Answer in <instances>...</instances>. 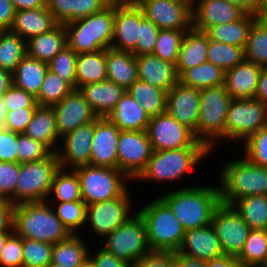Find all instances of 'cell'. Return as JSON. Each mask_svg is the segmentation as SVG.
Wrapping results in <instances>:
<instances>
[{
	"label": "cell",
	"mask_w": 267,
	"mask_h": 267,
	"mask_svg": "<svg viewBox=\"0 0 267 267\" xmlns=\"http://www.w3.org/2000/svg\"><path fill=\"white\" fill-rule=\"evenodd\" d=\"M78 267H94L92 261L88 257L86 260H84Z\"/></svg>",
	"instance_id": "obj_73"
},
{
	"label": "cell",
	"mask_w": 267,
	"mask_h": 267,
	"mask_svg": "<svg viewBox=\"0 0 267 267\" xmlns=\"http://www.w3.org/2000/svg\"><path fill=\"white\" fill-rule=\"evenodd\" d=\"M243 144V153L257 166L267 168V127L253 133Z\"/></svg>",
	"instance_id": "obj_51"
},
{
	"label": "cell",
	"mask_w": 267,
	"mask_h": 267,
	"mask_svg": "<svg viewBox=\"0 0 267 267\" xmlns=\"http://www.w3.org/2000/svg\"><path fill=\"white\" fill-rule=\"evenodd\" d=\"M12 228L13 232L19 237L52 245L72 234L62 224L51 204L47 201L14 205Z\"/></svg>",
	"instance_id": "obj_2"
},
{
	"label": "cell",
	"mask_w": 267,
	"mask_h": 267,
	"mask_svg": "<svg viewBox=\"0 0 267 267\" xmlns=\"http://www.w3.org/2000/svg\"><path fill=\"white\" fill-rule=\"evenodd\" d=\"M207 267H246L236 257L223 255L206 262Z\"/></svg>",
	"instance_id": "obj_63"
},
{
	"label": "cell",
	"mask_w": 267,
	"mask_h": 267,
	"mask_svg": "<svg viewBox=\"0 0 267 267\" xmlns=\"http://www.w3.org/2000/svg\"><path fill=\"white\" fill-rule=\"evenodd\" d=\"M27 54L26 41L10 30H1L0 68L13 73L16 66Z\"/></svg>",
	"instance_id": "obj_44"
},
{
	"label": "cell",
	"mask_w": 267,
	"mask_h": 267,
	"mask_svg": "<svg viewBox=\"0 0 267 267\" xmlns=\"http://www.w3.org/2000/svg\"><path fill=\"white\" fill-rule=\"evenodd\" d=\"M13 209L9 200H0V234L13 232Z\"/></svg>",
	"instance_id": "obj_61"
},
{
	"label": "cell",
	"mask_w": 267,
	"mask_h": 267,
	"mask_svg": "<svg viewBox=\"0 0 267 267\" xmlns=\"http://www.w3.org/2000/svg\"><path fill=\"white\" fill-rule=\"evenodd\" d=\"M14 232H6L3 234H0V254L2 251V248L4 247L6 240L13 234Z\"/></svg>",
	"instance_id": "obj_71"
},
{
	"label": "cell",
	"mask_w": 267,
	"mask_h": 267,
	"mask_svg": "<svg viewBox=\"0 0 267 267\" xmlns=\"http://www.w3.org/2000/svg\"><path fill=\"white\" fill-rule=\"evenodd\" d=\"M53 245L23 238L22 267H47L52 261Z\"/></svg>",
	"instance_id": "obj_49"
},
{
	"label": "cell",
	"mask_w": 267,
	"mask_h": 267,
	"mask_svg": "<svg viewBox=\"0 0 267 267\" xmlns=\"http://www.w3.org/2000/svg\"><path fill=\"white\" fill-rule=\"evenodd\" d=\"M251 229L267 230V195H251L232 204Z\"/></svg>",
	"instance_id": "obj_40"
},
{
	"label": "cell",
	"mask_w": 267,
	"mask_h": 267,
	"mask_svg": "<svg viewBox=\"0 0 267 267\" xmlns=\"http://www.w3.org/2000/svg\"><path fill=\"white\" fill-rule=\"evenodd\" d=\"M178 82L185 86L203 89L217 87L225 83V71L211 62H204L193 68L185 70Z\"/></svg>",
	"instance_id": "obj_38"
},
{
	"label": "cell",
	"mask_w": 267,
	"mask_h": 267,
	"mask_svg": "<svg viewBox=\"0 0 267 267\" xmlns=\"http://www.w3.org/2000/svg\"><path fill=\"white\" fill-rule=\"evenodd\" d=\"M16 11L36 9L46 6V0H11Z\"/></svg>",
	"instance_id": "obj_66"
},
{
	"label": "cell",
	"mask_w": 267,
	"mask_h": 267,
	"mask_svg": "<svg viewBox=\"0 0 267 267\" xmlns=\"http://www.w3.org/2000/svg\"><path fill=\"white\" fill-rule=\"evenodd\" d=\"M120 129L106 117L94 121L90 164L118 169L117 141Z\"/></svg>",
	"instance_id": "obj_22"
},
{
	"label": "cell",
	"mask_w": 267,
	"mask_h": 267,
	"mask_svg": "<svg viewBox=\"0 0 267 267\" xmlns=\"http://www.w3.org/2000/svg\"><path fill=\"white\" fill-rule=\"evenodd\" d=\"M4 104L8 111L37 107L36 98L25 90L17 88L14 84L3 94Z\"/></svg>",
	"instance_id": "obj_56"
},
{
	"label": "cell",
	"mask_w": 267,
	"mask_h": 267,
	"mask_svg": "<svg viewBox=\"0 0 267 267\" xmlns=\"http://www.w3.org/2000/svg\"><path fill=\"white\" fill-rule=\"evenodd\" d=\"M18 163L32 162L47 157L51 151L25 133H18Z\"/></svg>",
	"instance_id": "obj_53"
},
{
	"label": "cell",
	"mask_w": 267,
	"mask_h": 267,
	"mask_svg": "<svg viewBox=\"0 0 267 267\" xmlns=\"http://www.w3.org/2000/svg\"><path fill=\"white\" fill-rule=\"evenodd\" d=\"M144 13L138 5L114 0V27L111 48L132 52L140 38V22Z\"/></svg>",
	"instance_id": "obj_17"
},
{
	"label": "cell",
	"mask_w": 267,
	"mask_h": 267,
	"mask_svg": "<svg viewBox=\"0 0 267 267\" xmlns=\"http://www.w3.org/2000/svg\"><path fill=\"white\" fill-rule=\"evenodd\" d=\"M59 169L58 157L52 152L43 159L21 163L16 183L15 205L47 201L52 181Z\"/></svg>",
	"instance_id": "obj_9"
},
{
	"label": "cell",
	"mask_w": 267,
	"mask_h": 267,
	"mask_svg": "<svg viewBox=\"0 0 267 267\" xmlns=\"http://www.w3.org/2000/svg\"><path fill=\"white\" fill-rule=\"evenodd\" d=\"M13 85L12 73L0 68V96Z\"/></svg>",
	"instance_id": "obj_68"
},
{
	"label": "cell",
	"mask_w": 267,
	"mask_h": 267,
	"mask_svg": "<svg viewBox=\"0 0 267 267\" xmlns=\"http://www.w3.org/2000/svg\"><path fill=\"white\" fill-rule=\"evenodd\" d=\"M159 28L148 18L144 17L140 22V38H138L136 48L132 51L134 56L153 54Z\"/></svg>",
	"instance_id": "obj_54"
},
{
	"label": "cell",
	"mask_w": 267,
	"mask_h": 267,
	"mask_svg": "<svg viewBox=\"0 0 267 267\" xmlns=\"http://www.w3.org/2000/svg\"><path fill=\"white\" fill-rule=\"evenodd\" d=\"M138 79L168 92L178 83L176 65L153 54L136 56Z\"/></svg>",
	"instance_id": "obj_25"
},
{
	"label": "cell",
	"mask_w": 267,
	"mask_h": 267,
	"mask_svg": "<svg viewBox=\"0 0 267 267\" xmlns=\"http://www.w3.org/2000/svg\"><path fill=\"white\" fill-rule=\"evenodd\" d=\"M51 195V196H50ZM54 197L55 200L52 198ZM51 198V199H50ZM47 202L82 201L80 182L74 169L60 168L52 181V188ZM52 200V201H51Z\"/></svg>",
	"instance_id": "obj_41"
},
{
	"label": "cell",
	"mask_w": 267,
	"mask_h": 267,
	"mask_svg": "<svg viewBox=\"0 0 267 267\" xmlns=\"http://www.w3.org/2000/svg\"><path fill=\"white\" fill-rule=\"evenodd\" d=\"M200 89L178 82L167 92L166 111L193 131L197 139Z\"/></svg>",
	"instance_id": "obj_20"
},
{
	"label": "cell",
	"mask_w": 267,
	"mask_h": 267,
	"mask_svg": "<svg viewBox=\"0 0 267 267\" xmlns=\"http://www.w3.org/2000/svg\"><path fill=\"white\" fill-rule=\"evenodd\" d=\"M138 6L159 29L189 30L192 27V0H145Z\"/></svg>",
	"instance_id": "obj_16"
},
{
	"label": "cell",
	"mask_w": 267,
	"mask_h": 267,
	"mask_svg": "<svg viewBox=\"0 0 267 267\" xmlns=\"http://www.w3.org/2000/svg\"><path fill=\"white\" fill-rule=\"evenodd\" d=\"M224 255L237 257L244 247L251 228L232 205L221 203L212 218Z\"/></svg>",
	"instance_id": "obj_15"
},
{
	"label": "cell",
	"mask_w": 267,
	"mask_h": 267,
	"mask_svg": "<svg viewBox=\"0 0 267 267\" xmlns=\"http://www.w3.org/2000/svg\"><path fill=\"white\" fill-rule=\"evenodd\" d=\"M15 8L11 0H0V30H10L13 24Z\"/></svg>",
	"instance_id": "obj_62"
},
{
	"label": "cell",
	"mask_w": 267,
	"mask_h": 267,
	"mask_svg": "<svg viewBox=\"0 0 267 267\" xmlns=\"http://www.w3.org/2000/svg\"><path fill=\"white\" fill-rule=\"evenodd\" d=\"M57 24L53 14L47 6H44L16 11L10 31L28 41L34 36L50 31Z\"/></svg>",
	"instance_id": "obj_27"
},
{
	"label": "cell",
	"mask_w": 267,
	"mask_h": 267,
	"mask_svg": "<svg viewBox=\"0 0 267 267\" xmlns=\"http://www.w3.org/2000/svg\"><path fill=\"white\" fill-rule=\"evenodd\" d=\"M47 71L48 63L26 54L12 73L13 84L36 98Z\"/></svg>",
	"instance_id": "obj_34"
},
{
	"label": "cell",
	"mask_w": 267,
	"mask_h": 267,
	"mask_svg": "<svg viewBox=\"0 0 267 267\" xmlns=\"http://www.w3.org/2000/svg\"><path fill=\"white\" fill-rule=\"evenodd\" d=\"M176 267H207L205 261H201L195 257L175 252Z\"/></svg>",
	"instance_id": "obj_64"
},
{
	"label": "cell",
	"mask_w": 267,
	"mask_h": 267,
	"mask_svg": "<svg viewBox=\"0 0 267 267\" xmlns=\"http://www.w3.org/2000/svg\"><path fill=\"white\" fill-rule=\"evenodd\" d=\"M78 90L98 117H106L126 92L109 80L87 84Z\"/></svg>",
	"instance_id": "obj_26"
},
{
	"label": "cell",
	"mask_w": 267,
	"mask_h": 267,
	"mask_svg": "<svg viewBox=\"0 0 267 267\" xmlns=\"http://www.w3.org/2000/svg\"><path fill=\"white\" fill-rule=\"evenodd\" d=\"M77 53L68 45L48 62V69L76 89Z\"/></svg>",
	"instance_id": "obj_50"
},
{
	"label": "cell",
	"mask_w": 267,
	"mask_h": 267,
	"mask_svg": "<svg viewBox=\"0 0 267 267\" xmlns=\"http://www.w3.org/2000/svg\"><path fill=\"white\" fill-rule=\"evenodd\" d=\"M232 4L239 6L246 13L254 14L258 9L259 0H226Z\"/></svg>",
	"instance_id": "obj_67"
},
{
	"label": "cell",
	"mask_w": 267,
	"mask_h": 267,
	"mask_svg": "<svg viewBox=\"0 0 267 267\" xmlns=\"http://www.w3.org/2000/svg\"><path fill=\"white\" fill-rule=\"evenodd\" d=\"M23 238L13 233L2 248L0 267H22Z\"/></svg>",
	"instance_id": "obj_55"
},
{
	"label": "cell",
	"mask_w": 267,
	"mask_h": 267,
	"mask_svg": "<svg viewBox=\"0 0 267 267\" xmlns=\"http://www.w3.org/2000/svg\"><path fill=\"white\" fill-rule=\"evenodd\" d=\"M245 60L267 67V23L255 19L244 47Z\"/></svg>",
	"instance_id": "obj_43"
},
{
	"label": "cell",
	"mask_w": 267,
	"mask_h": 267,
	"mask_svg": "<svg viewBox=\"0 0 267 267\" xmlns=\"http://www.w3.org/2000/svg\"><path fill=\"white\" fill-rule=\"evenodd\" d=\"M107 80L127 90L138 79L136 56L129 51L106 49Z\"/></svg>",
	"instance_id": "obj_32"
},
{
	"label": "cell",
	"mask_w": 267,
	"mask_h": 267,
	"mask_svg": "<svg viewBox=\"0 0 267 267\" xmlns=\"http://www.w3.org/2000/svg\"><path fill=\"white\" fill-rule=\"evenodd\" d=\"M159 196L185 231L212 224L214 211L221 204L219 185L182 186Z\"/></svg>",
	"instance_id": "obj_1"
},
{
	"label": "cell",
	"mask_w": 267,
	"mask_h": 267,
	"mask_svg": "<svg viewBox=\"0 0 267 267\" xmlns=\"http://www.w3.org/2000/svg\"><path fill=\"white\" fill-rule=\"evenodd\" d=\"M153 154L146 130H120L117 141L118 169L133 182Z\"/></svg>",
	"instance_id": "obj_14"
},
{
	"label": "cell",
	"mask_w": 267,
	"mask_h": 267,
	"mask_svg": "<svg viewBox=\"0 0 267 267\" xmlns=\"http://www.w3.org/2000/svg\"><path fill=\"white\" fill-rule=\"evenodd\" d=\"M36 107L20 108L6 114V129L16 133H24L31 121Z\"/></svg>",
	"instance_id": "obj_57"
},
{
	"label": "cell",
	"mask_w": 267,
	"mask_h": 267,
	"mask_svg": "<svg viewBox=\"0 0 267 267\" xmlns=\"http://www.w3.org/2000/svg\"><path fill=\"white\" fill-rule=\"evenodd\" d=\"M47 267H62V266L54 264V263H50Z\"/></svg>",
	"instance_id": "obj_74"
},
{
	"label": "cell",
	"mask_w": 267,
	"mask_h": 267,
	"mask_svg": "<svg viewBox=\"0 0 267 267\" xmlns=\"http://www.w3.org/2000/svg\"><path fill=\"white\" fill-rule=\"evenodd\" d=\"M118 1L125 3V4H129V5H139L140 3H142L145 0H118Z\"/></svg>",
	"instance_id": "obj_72"
},
{
	"label": "cell",
	"mask_w": 267,
	"mask_h": 267,
	"mask_svg": "<svg viewBox=\"0 0 267 267\" xmlns=\"http://www.w3.org/2000/svg\"><path fill=\"white\" fill-rule=\"evenodd\" d=\"M52 107L59 139L98 118L78 89H74L61 102Z\"/></svg>",
	"instance_id": "obj_19"
},
{
	"label": "cell",
	"mask_w": 267,
	"mask_h": 267,
	"mask_svg": "<svg viewBox=\"0 0 267 267\" xmlns=\"http://www.w3.org/2000/svg\"><path fill=\"white\" fill-rule=\"evenodd\" d=\"M88 257L92 261L94 267H132L126 261L117 258L102 246L99 249L97 248L95 252H91L89 249Z\"/></svg>",
	"instance_id": "obj_60"
},
{
	"label": "cell",
	"mask_w": 267,
	"mask_h": 267,
	"mask_svg": "<svg viewBox=\"0 0 267 267\" xmlns=\"http://www.w3.org/2000/svg\"><path fill=\"white\" fill-rule=\"evenodd\" d=\"M112 0H46L58 24H67L102 10Z\"/></svg>",
	"instance_id": "obj_30"
},
{
	"label": "cell",
	"mask_w": 267,
	"mask_h": 267,
	"mask_svg": "<svg viewBox=\"0 0 267 267\" xmlns=\"http://www.w3.org/2000/svg\"><path fill=\"white\" fill-rule=\"evenodd\" d=\"M210 154L211 151L207 147L153 151L146 168L134 181L151 180L159 183L179 181L196 166L198 167L199 163L204 161V158L207 159Z\"/></svg>",
	"instance_id": "obj_6"
},
{
	"label": "cell",
	"mask_w": 267,
	"mask_h": 267,
	"mask_svg": "<svg viewBox=\"0 0 267 267\" xmlns=\"http://www.w3.org/2000/svg\"><path fill=\"white\" fill-rule=\"evenodd\" d=\"M106 118L120 130H146L151 117L126 91Z\"/></svg>",
	"instance_id": "obj_29"
},
{
	"label": "cell",
	"mask_w": 267,
	"mask_h": 267,
	"mask_svg": "<svg viewBox=\"0 0 267 267\" xmlns=\"http://www.w3.org/2000/svg\"><path fill=\"white\" fill-rule=\"evenodd\" d=\"M20 163L0 161V200H9L15 205L16 183Z\"/></svg>",
	"instance_id": "obj_52"
},
{
	"label": "cell",
	"mask_w": 267,
	"mask_h": 267,
	"mask_svg": "<svg viewBox=\"0 0 267 267\" xmlns=\"http://www.w3.org/2000/svg\"><path fill=\"white\" fill-rule=\"evenodd\" d=\"M147 232L151 251L177 252L180 248L185 229L174 216L170 207L158 196L139 210Z\"/></svg>",
	"instance_id": "obj_5"
},
{
	"label": "cell",
	"mask_w": 267,
	"mask_h": 267,
	"mask_svg": "<svg viewBox=\"0 0 267 267\" xmlns=\"http://www.w3.org/2000/svg\"><path fill=\"white\" fill-rule=\"evenodd\" d=\"M221 165L218 173L221 203L232 205L246 196L267 195V168L253 164L244 156Z\"/></svg>",
	"instance_id": "obj_3"
},
{
	"label": "cell",
	"mask_w": 267,
	"mask_h": 267,
	"mask_svg": "<svg viewBox=\"0 0 267 267\" xmlns=\"http://www.w3.org/2000/svg\"><path fill=\"white\" fill-rule=\"evenodd\" d=\"M146 132L153 151L206 147L196 139L192 130L179 123L167 111L152 116Z\"/></svg>",
	"instance_id": "obj_12"
},
{
	"label": "cell",
	"mask_w": 267,
	"mask_h": 267,
	"mask_svg": "<svg viewBox=\"0 0 267 267\" xmlns=\"http://www.w3.org/2000/svg\"><path fill=\"white\" fill-rule=\"evenodd\" d=\"M187 30L160 29L153 55L176 65L181 43Z\"/></svg>",
	"instance_id": "obj_48"
},
{
	"label": "cell",
	"mask_w": 267,
	"mask_h": 267,
	"mask_svg": "<svg viewBox=\"0 0 267 267\" xmlns=\"http://www.w3.org/2000/svg\"><path fill=\"white\" fill-rule=\"evenodd\" d=\"M57 203V205H56ZM54 206L56 216L72 234L82 231L85 226L86 204L83 201L49 203ZM82 227V229H81Z\"/></svg>",
	"instance_id": "obj_47"
},
{
	"label": "cell",
	"mask_w": 267,
	"mask_h": 267,
	"mask_svg": "<svg viewBox=\"0 0 267 267\" xmlns=\"http://www.w3.org/2000/svg\"><path fill=\"white\" fill-rule=\"evenodd\" d=\"M150 117L166 111L167 92L137 79L126 90Z\"/></svg>",
	"instance_id": "obj_39"
},
{
	"label": "cell",
	"mask_w": 267,
	"mask_h": 267,
	"mask_svg": "<svg viewBox=\"0 0 267 267\" xmlns=\"http://www.w3.org/2000/svg\"><path fill=\"white\" fill-rule=\"evenodd\" d=\"M67 46V32L64 24H57L50 31L26 41L27 55L48 63Z\"/></svg>",
	"instance_id": "obj_33"
},
{
	"label": "cell",
	"mask_w": 267,
	"mask_h": 267,
	"mask_svg": "<svg viewBox=\"0 0 267 267\" xmlns=\"http://www.w3.org/2000/svg\"><path fill=\"white\" fill-rule=\"evenodd\" d=\"M254 14L245 13L239 20L210 27L206 33L211 41L226 43L237 47H245Z\"/></svg>",
	"instance_id": "obj_36"
},
{
	"label": "cell",
	"mask_w": 267,
	"mask_h": 267,
	"mask_svg": "<svg viewBox=\"0 0 267 267\" xmlns=\"http://www.w3.org/2000/svg\"><path fill=\"white\" fill-rule=\"evenodd\" d=\"M254 99L267 104V67H262Z\"/></svg>",
	"instance_id": "obj_65"
},
{
	"label": "cell",
	"mask_w": 267,
	"mask_h": 267,
	"mask_svg": "<svg viewBox=\"0 0 267 267\" xmlns=\"http://www.w3.org/2000/svg\"><path fill=\"white\" fill-rule=\"evenodd\" d=\"M8 110L4 104L3 96H0V130L6 129V114Z\"/></svg>",
	"instance_id": "obj_70"
},
{
	"label": "cell",
	"mask_w": 267,
	"mask_h": 267,
	"mask_svg": "<svg viewBox=\"0 0 267 267\" xmlns=\"http://www.w3.org/2000/svg\"><path fill=\"white\" fill-rule=\"evenodd\" d=\"M209 40L206 32L193 27L185 32L176 63L178 77L185 70L207 61Z\"/></svg>",
	"instance_id": "obj_28"
},
{
	"label": "cell",
	"mask_w": 267,
	"mask_h": 267,
	"mask_svg": "<svg viewBox=\"0 0 267 267\" xmlns=\"http://www.w3.org/2000/svg\"><path fill=\"white\" fill-rule=\"evenodd\" d=\"M262 67L243 60L235 67L225 71L226 91L232 99H253Z\"/></svg>",
	"instance_id": "obj_24"
},
{
	"label": "cell",
	"mask_w": 267,
	"mask_h": 267,
	"mask_svg": "<svg viewBox=\"0 0 267 267\" xmlns=\"http://www.w3.org/2000/svg\"><path fill=\"white\" fill-rule=\"evenodd\" d=\"M257 19L267 20V0H259L258 9L255 13Z\"/></svg>",
	"instance_id": "obj_69"
},
{
	"label": "cell",
	"mask_w": 267,
	"mask_h": 267,
	"mask_svg": "<svg viewBox=\"0 0 267 267\" xmlns=\"http://www.w3.org/2000/svg\"><path fill=\"white\" fill-rule=\"evenodd\" d=\"M128 189L122 196L86 206L85 225L92 232L105 238L113 230L127 222L133 215L131 212V195ZM132 210V211H131Z\"/></svg>",
	"instance_id": "obj_13"
},
{
	"label": "cell",
	"mask_w": 267,
	"mask_h": 267,
	"mask_svg": "<svg viewBox=\"0 0 267 267\" xmlns=\"http://www.w3.org/2000/svg\"><path fill=\"white\" fill-rule=\"evenodd\" d=\"M81 234H71L53 245L51 263L62 267H78L88 258L89 247Z\"/></svg>",
	"instance_id": "obj_37"
},
{
	"label": "cell",
	"mask_w": 267,
	"mask_h": 267,
	"mask_svg": "<svg viewBox=\"0 0 267 267\" xmlns=\"http://www.w3.org/2000/svg\"><path fill=\"white\" fill-rule=\"evenodd\" d=\"M245 13L226 0H192V27L206 32L212 26L237 21Z\"/></svg>",
	"instance_id": "obj_21"
},
{
	"label": "cell",
	"mask_w": 267,
	"mask_h": 267,
	"mask_svg": "<svg viewBox=\"0 0 267 267\" xmlns=\"http://www.w3.org/2000/svg\"><path fill=\"white\" fill-rule=\"evenodd\" d=\"M132 267H176L175 252L151 251Z\"/></svg>",
	"instance_id": "obj_59"
},
{
	"label": "cell",
	"mask_w": 267,
	"mask_h": 267,
	"mask_svg": "<svg viewBox=\"0 0 267 267\" xmlns=\"http://www.w3.org/2000/svg\"><path fill=\"white\" fill-rule=\"evenodd\" d=\"M64 25L67 32V45L77 54L111 48L114 0L95 14Z\"/></svg>",
	"instance_id": "obj_4"
},
{
	"label": "cell",
	"mask_w": 267,
	"mask_h": 267,
	"mask_svg": "<svg viewBox=\"0 0 267 267\" xmlns=\"http://www.w3.org/2000/svg\"><path fill=\"white\" fill-rule=\"evenodd\" d=\"M24 133L41 142L52 153H55L59 146L60 139L57 132V123L53 107L37 105L35 113Z\"/></svg>",
	"instance_id": "obj_31"
},
{
	"label": "cell",
	"mask_w": 267,
	"mask_h": 267,
	"mask_svg": "<svg viewBox=\"0 0 267 267\" xmlns=\"http://www.w3.org/2000/svg\"><path fill=\"white\" fill-rule=\"evenodd\" d=\"M93 133L94 121L60 138L61 146L55 152L60 168L75 169L90 164Z\"/></svg>",
	"instance_id": "obj_18"
},
{
	"label": "cell",
	"mask_w": 267,
	"mask_h": 267,
	"mask_svg": "<svg viewBox=\"0 0 267 267\" xmlns=\"http://www.w3.org/2000/svg\"><path fill=\"white\" fill-rule=\"evenodd\" d=\"M73 90L74 88L68 82L48 69L36 102L40 106H54Z\"/></svg>",
	"instance_id": "obj_45"
},
{
	"label": "cell",
	"mask_w": 267,
	"mask_h": 267,
	"mask_svg": "<svg viewBox=\"0 0 267 267\" xmlns=\"http://www.w3.org/2000/svg\"><path fill=\"white\" fill-rule=\"evenodd\" d=\"M267 127V104L256 99H232L225 122V142H245Z\"/></svg>",
	"instance_id": "obj_11"
},
{
	"label": "cell",
	"mask_w": 267,
	"mask_h": 267,
	"mask_svg": "<svg viewBox=\"0 0 267 267\" xmlns=\"http://www.w3.org/2000/svg\"><path fill=\"white\" fill-rule=\"evenodd\" d=\"M18 133L0 130V161L18 162Z\"/></svg>",
	"instance_id": "obj_58"
},
{
	"label": "cell",
	"mask_w": 267,
	"mask_h": 267,
	"mask_svg": "<svg viewBox=\"0 0 267 267\" xmlns=\"http://www.w3.org/2000/svg\"><path fill=\"white\" fill-rule=\"evenodd\" d=\"M236 258L246 267H267V230L251 229Z\"/></svg>",
	"instance_id": "obj_42"
},
{
	"label": "cell",
	"mask_w": 267,
	"mask_h": 267,
	"mask_svg": "<svg viewBox=\"0 0 267 267\" xmlns=\"http://www.w3.org/2000/svg\"><path fill=\"white\" fill-rule=\"evenodd\" d=\"M178 252L205 262L224 255L212 224L185 231Z\"/></svg>",
	"instance_id": "obj_23"
},
{
	"label": "cell",
	"mask_w": 267,
	"mask_h": 267,
	"mask_svg": "<svg viewBox=\"0 0 267 267\" xmlns=\"http://www.w3.org/2000/svg\"><path fill=\"white\" fill-rule=\"evenodd\" d=\"M77 172L82 201L86 206L122 196L132 181L116 168L85 165L74 169Z\"/></svg>",
	"instance_id": "obj_8"
},
{
	"label": "cell",
	"mask_w": 267,
	"mask_h": 267,
	"mask_svg": "<svg viewBox=\"0 0 267 267\" xmlns=\"http://www.w3.org/2000/svg\"><path fill=\"white\" fill-rule=\"evenodd\" d=\"M124 224L117 227L104 239L102 247L117 258L133 266L151 252L143 219L136 212Z\"/></svg>",
	"instance_id": "obj_10"
},
{
	"label": "cell",
	"mask_w": 267,
	"mask_h": 267,
	"mask_svg": "<svg viewBox=\"0 0 267 267\" xmlns=\"http://www.w3.org/2000/svg\"><path fill=\"white\" fill-rule=\"evenodd\" d=\"M245 59L244 48L209 40L207 61L227 71Z\"/></svg>",
	"instance_id": "obj_46"
},
{
	"label": "cell",
	"mask_w": 267,
	"mask_h": 267,
	"mask_svg": "<svg viewBox=\"0 0 267 267\" xmlns=\"http://www.w3.org/2000/svg\"><path fill=\"white\" fill-rule=\"evenodd\" d=\"M105 80H107L106 49L77 55L76 89Z\"/></svg>",
	"instance_id": "obj_35"
},
{
	"label": "cell",
	"mask_w": 267,
	"mask_h": 267,
	"mask_svg": "<svg viewBox=\"0 0 267 267\" xmlns=\"http://www.w3.org/2000/svg\"><path fill=\"white\" fill-rule=\"evenodd\" d=\"M231 100L224 85L200 89L197 140L211 152L216 142L225 141V122Z\"/></svg>",
	"instance_id": "obj_7"
}]
</instances>
